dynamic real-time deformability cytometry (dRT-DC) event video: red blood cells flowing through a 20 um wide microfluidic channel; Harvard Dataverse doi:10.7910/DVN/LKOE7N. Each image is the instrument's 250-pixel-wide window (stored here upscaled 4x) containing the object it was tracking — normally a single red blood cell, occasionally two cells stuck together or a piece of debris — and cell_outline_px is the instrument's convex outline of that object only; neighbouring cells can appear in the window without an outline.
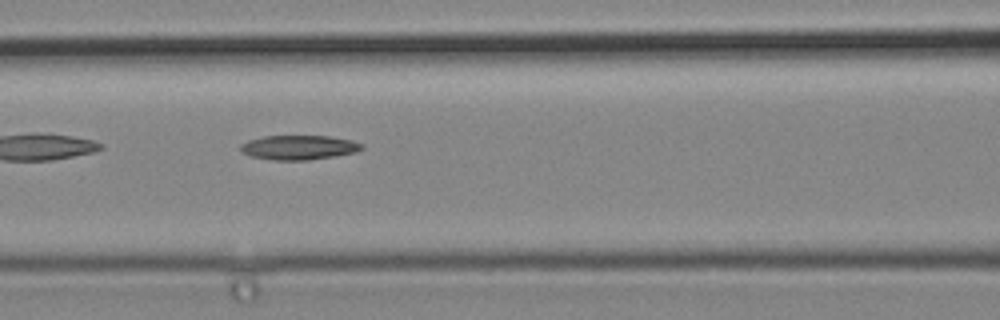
{"species": "common noctule bat (a hibernating species)", "species_latin": "Nyctalus noctula", "temperature_condition": "cold", "stored_images_in_passage": 8, "camera_frame_rate_fps": 3000, "um_per_image_px": 0.085, "animal": {"sex": "male", "body_mass_g": 19.2, "forearm_length_mm": 51.8}, "frame": {"image": 1, "passage_image": 7, "time_ms": 2.0, "image_size_px": [1000, 320], "cell_outline_px": [[364, 148], [356, 152], [336, 156], [308, 160], [272, 160], [252, 156], [244, 152], [240, 148], [240, 144], [248, 140], [264, 136], [328, 136], [352, 140], [364, 144]], "centroid_in_image_um": [25.44, 12.53], "position_along_channel_um": 141.2, "area_um2": 17.28}}
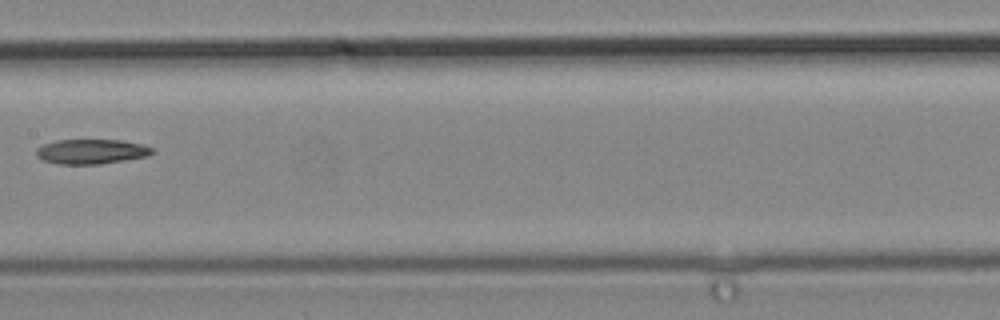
{"frame": {"image": 2, "passage_image": 8, "time_ms": 2.333, "image_size_px": [1000, 320], "cell_outline_px": [[156, 152], [148, 156], [100, 164], [56, 164], [44, 160], [36, 156], [36, 148], [44, 144], [56, 140], [120, 140], [144, 144], [152, 148]], "centroid_in_image_um": [7.78, 12.88], "position_along_channel_um": 199.6, "area_um2": 16.82}}